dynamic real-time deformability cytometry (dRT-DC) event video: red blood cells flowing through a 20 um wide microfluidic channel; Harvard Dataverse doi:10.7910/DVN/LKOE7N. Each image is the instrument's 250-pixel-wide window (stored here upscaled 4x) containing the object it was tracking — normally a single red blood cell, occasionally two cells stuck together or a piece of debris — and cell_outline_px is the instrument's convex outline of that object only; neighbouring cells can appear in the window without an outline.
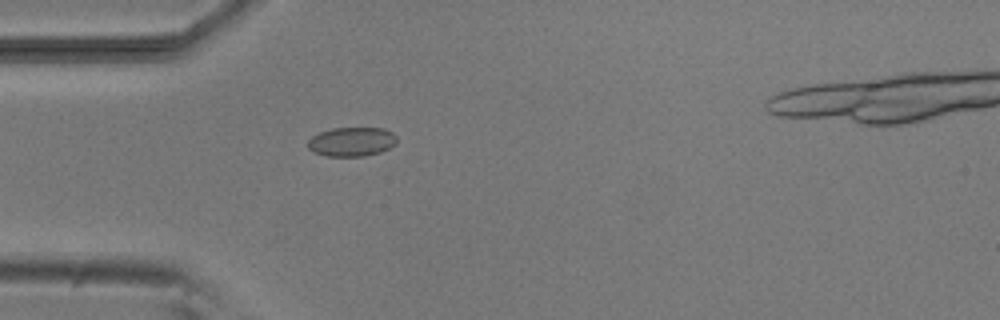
{"species": "common noctule bat (a hibernating species)", "species_latin": "Nyctalus noctula", "temperature_condition": "room temperature", "stored_images_in_passage": 3, "camera_frame_rate_fps": 3000, "um_per_image_px": 0.085, "animal": {"sex": "male", "body_mass_g": 20.5, "forearm_length_mm": 52.5}, "frame": {"image": 1, "passage_image": 2, "time_ms": 1.0, "image_size_px": [1000, 320], "cell_outline_px": [[396, 144], [380, 152], [364, 156], [328, 156], [316, 152], [308, 148], [308, 140], [312, 136], [320, 132], [332, 128], [384, 128], [392, 132], [396, 136]], "centroid_in_image_um": [29.91, 12.04], "position_along_channel_um": 55.1, "area_um2": 15.03}}